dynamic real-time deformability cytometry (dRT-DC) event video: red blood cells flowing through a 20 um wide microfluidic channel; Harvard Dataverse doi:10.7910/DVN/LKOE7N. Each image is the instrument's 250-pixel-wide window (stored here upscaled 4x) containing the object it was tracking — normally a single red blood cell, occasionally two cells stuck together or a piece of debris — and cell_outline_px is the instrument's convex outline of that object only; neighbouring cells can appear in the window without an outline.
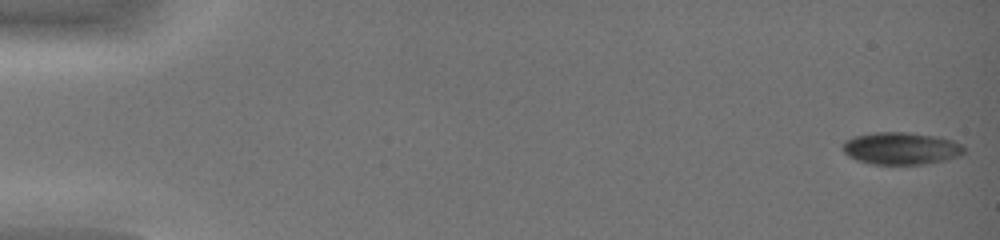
{"species": "common noctule bat (a hibernating species)", "species_latin": "Nyctalus noctula", "temperature_condition": "warm", "stored_images_in_passage": 44, "camera_frame_rate_fps": 3000, "um_per_image_px": 0.085, "animal": {"sex": "female", "body_mass_g": 19.0, "forearm_length_mm": 51.5}, "frame": {"image": 1, "passage_image": 1, "time_ms": 0.0, "image_size_px": [1000, 240], "cell_outline_px": [[964, 152], [960, 156], [944, 160], [924, 164], [872, 164], [856, 160], [848, 156], [840, 148], [844, 140], [852, 136], [872, 132], [908, 132], [936, 136], [952, 140], [960, 144], [964, 148]], "centroid_in_image_um": [76.53, 12.6], "position_along_channel_um": 8.5, "area_um2": 23.06}}
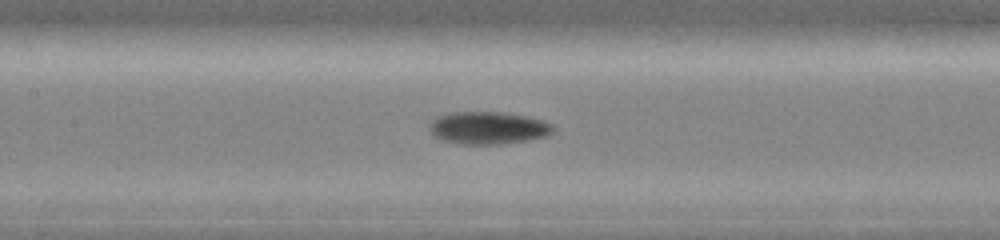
{"frame": {"image": 2, "passage_image": 23, "time_ms": 7.333, "image_size_px": [1000, 240], "cell_outline_px": [[556, 128], [548, 136], [532, 140], [500, 144], [460, 144], [440, 140], [432, 136], [428, 128], [428, 124], [436, 116], [448, 112], [504, 112], [544, 120], [556, 124]], "centroid_in_image_um": [41.49, 10.87], "position_along_channel_um": 165.9, "area_um2": 24.1}}
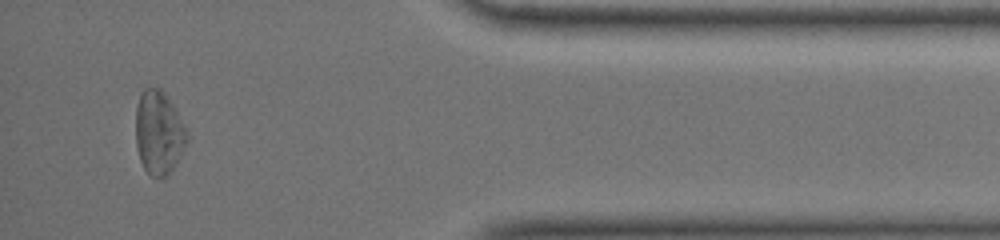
{"frame": {"image": 3, "passage_image": 42, "time_ms": 13.667, "image_size_px": [1000, 240], "cell_outline_px": [[188, 140], [176, 164], [168, 176], [156, 180], [144, 168], [140, 160], [136, 144], [136, 108], [140, 92], [144, 88], [160, 88], [164, 92], [172, 104], [188, 132]], "centroid_in_image_um": [13.49, 11.3], "position_along_channel_um": 421.7, "area_um2": 25.09}, "authors_computed_cell_mechanics": {"area_um2": 22.8021, "velocity_mm_per_s": 4.4618, "shape_relaxation_time_tau1_ms": 7.43, "shape_relaxation_time_tau2_ms": 10.0573, "deformation_change_tau1": 0.1803, "deformation_change_tau2": 0.1778}}